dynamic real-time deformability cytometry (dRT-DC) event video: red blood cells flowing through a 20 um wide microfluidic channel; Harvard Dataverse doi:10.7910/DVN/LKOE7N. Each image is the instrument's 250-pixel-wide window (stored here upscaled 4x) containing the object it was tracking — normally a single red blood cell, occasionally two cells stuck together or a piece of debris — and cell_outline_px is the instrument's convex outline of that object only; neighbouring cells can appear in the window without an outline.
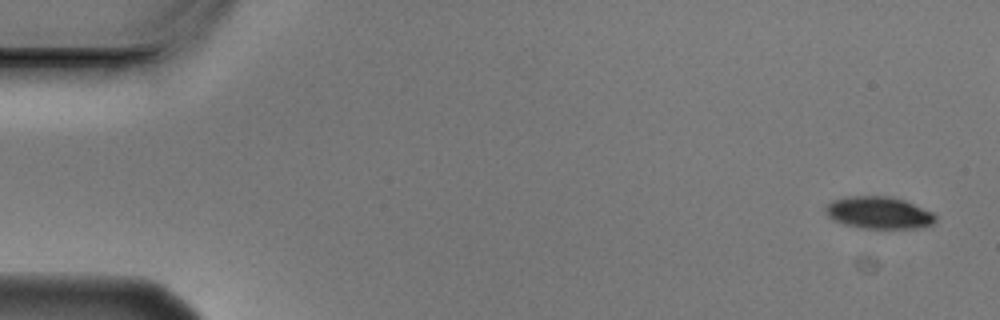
{"species": "Egyptian fruit bat (a non-hibernating species)", "species_latin": "Rousettus aegyptiacus", "temperature_condition": "cold", "stored_images_in_passage": 4, "camera_frame_rate_fps": 3000, "um_per_image_px": 0.085, "animal": {"sex": "male"}, "frame": {"image": 1, "passage_image": 1, "time_ms": 0.0, "image_size_px": [1000, 320], "cell_outline_px": [[936, 220], [932, 224], [920, 228], [860, 228], [844, 224], [832, 220], [828, 216], [824, 208], [832, 200], [844, 196], [892, 196], [904, 200], [932, 212], [936, 216]], "centroid_in_image_um": [74.67, 18.08], "position_along_channel_um": 10.3, "area_um2": 20.69}}